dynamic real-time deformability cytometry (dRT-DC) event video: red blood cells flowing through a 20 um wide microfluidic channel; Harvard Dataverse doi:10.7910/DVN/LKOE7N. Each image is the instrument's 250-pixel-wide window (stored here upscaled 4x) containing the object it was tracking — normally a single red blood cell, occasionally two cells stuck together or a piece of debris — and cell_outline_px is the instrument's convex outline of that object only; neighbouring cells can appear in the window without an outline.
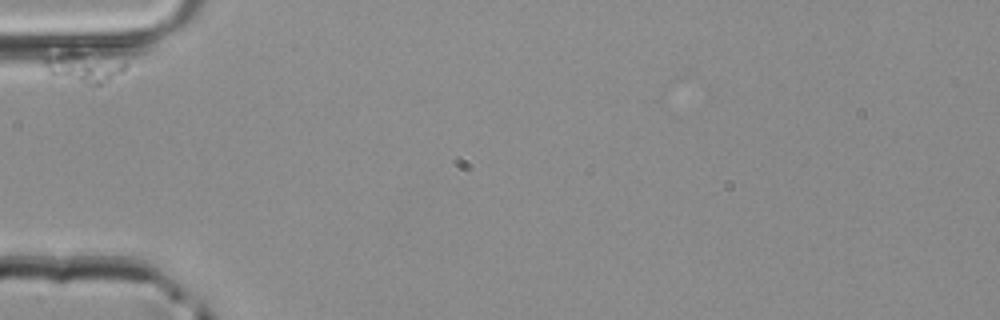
{"species": "common noctule bat (a hibernating species)", "species_latin": "Nyctalus noctula", "temperature_condition": "room temperature", "stored_images_in_passage": 4, "camera_frame_rate_fps": 3000, "um_per_image_px": 0.085, "animal": {"sex": "male", "body_mass_g": 20.4}, "frame": {"image": 1, "passage_image": 1, "time_ms": 0.0, "image_size_px": [1000, 320], "cell_outline_px": [[128, 68], [124, 72], [100, 84], [88, 84], [52, 76], [48, 72], [44, 64], [44, 56], [72, 48], [128, 64]], "centroid_in_image_um": [7.05, 5.67], "position_along_channel_um": 78.0, "area_um2": 14.57}}